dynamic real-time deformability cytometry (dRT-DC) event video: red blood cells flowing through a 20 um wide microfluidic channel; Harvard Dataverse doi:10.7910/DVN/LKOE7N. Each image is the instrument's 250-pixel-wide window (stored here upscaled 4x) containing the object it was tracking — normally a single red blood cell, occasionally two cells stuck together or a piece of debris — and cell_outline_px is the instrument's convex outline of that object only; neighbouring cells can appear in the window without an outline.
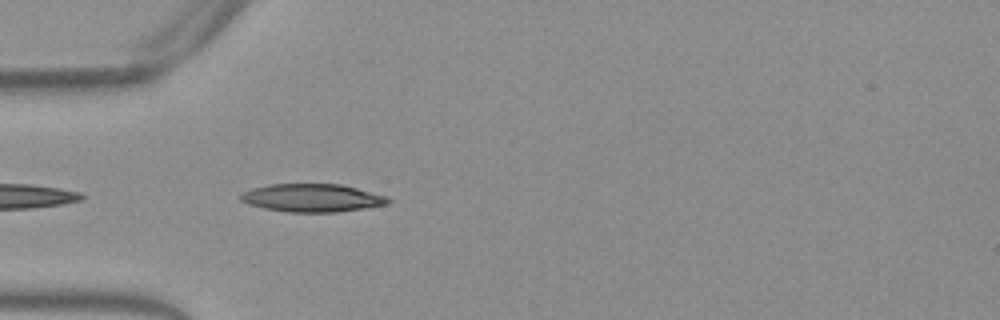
{"species": "Egyptian fruit bat (a non-hibernating species)", "species_latin": "Rousettus aegyptiacus", "temperature_condition": "warm", "stored_images_in_passage": 5, "camera_frame_rate_fps": 3000, "um_per_image_px": 0.085, "frame": {"image": 1, "passage_image": 2, "time_ms": 0.333, "image_size_px": [1000, 320], "cell_outline_px": [[392, 200], [388, 204], [364, 208], [336, 212], [288, 212], [264, 208], [248, 204], [240, 200], [240, 196], [244, 192], [252, 188], [272, 184], [340, 184], [388, 196]], "centroid_in_image_um": [26.55, 16.82], "position_along_channel_um": 58.4, "area_um2": 23.99}}